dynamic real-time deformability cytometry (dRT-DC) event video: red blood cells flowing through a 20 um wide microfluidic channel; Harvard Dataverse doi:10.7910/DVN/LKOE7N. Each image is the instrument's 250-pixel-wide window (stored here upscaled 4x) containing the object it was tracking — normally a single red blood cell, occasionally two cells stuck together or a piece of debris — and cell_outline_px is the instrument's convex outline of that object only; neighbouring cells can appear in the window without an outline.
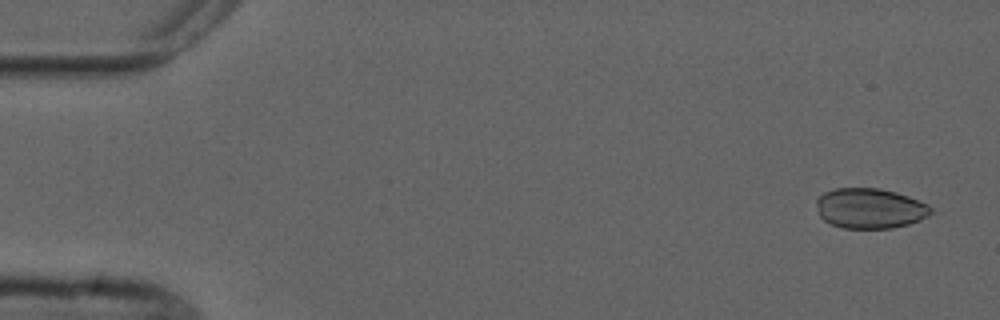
{"species": "common noctule bat (a hibernating species)", "species_latin": "Nyctalus noctula", "temperature_condition": "cold", "stored_images_in_passage": 6, "camera_frame_rate_fps": 3000, "um_per_image_px": 0.085, "animal": {"sex": "male", "forearm_length_mm": 52.5}, "frame": {"image": 1, "passage_image": 1, "time_ms": 0.0, "image_size_px": [1000, 320], "cell_outline_px": [[940, 212], [920, 220], [908, 224], [892, 228], [844, 228], [832, 224], [824, 220], [820, 216], [816, 204], [816, 200], [824, 192], [836, 188], [880, 188], [896, 192], [908, 196], [928, 204]], "centroid_in_image_um": [74.02, 17.71], "position_along_channel_um": 11.0, "area_um2": 27.17}}
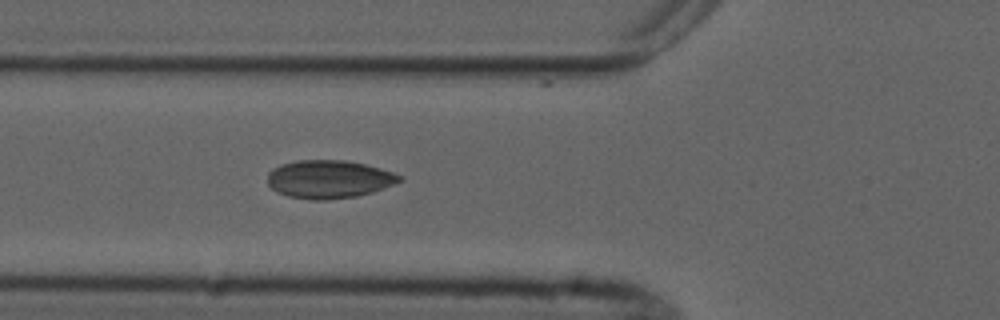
{"frame": {"image": 2, "passage_image": 6, "time_ms": 5.667, "image_size_px": [1000, 320], "cell_outline_px": [[404, 180], [396, 184], [372, 192], [356, 196], [328, 200], [312, 200], [288, 196], [276, 192], [268, 184], [268, 172], [272, 168], [280, 164], [296, 160], [344, 160], [364, 164], [380, 168], [404, 176]], "centroid_in_image_um": [27.97, 15.23], "position_along_channel_um": 97.8, "area_um2": 29.59}}